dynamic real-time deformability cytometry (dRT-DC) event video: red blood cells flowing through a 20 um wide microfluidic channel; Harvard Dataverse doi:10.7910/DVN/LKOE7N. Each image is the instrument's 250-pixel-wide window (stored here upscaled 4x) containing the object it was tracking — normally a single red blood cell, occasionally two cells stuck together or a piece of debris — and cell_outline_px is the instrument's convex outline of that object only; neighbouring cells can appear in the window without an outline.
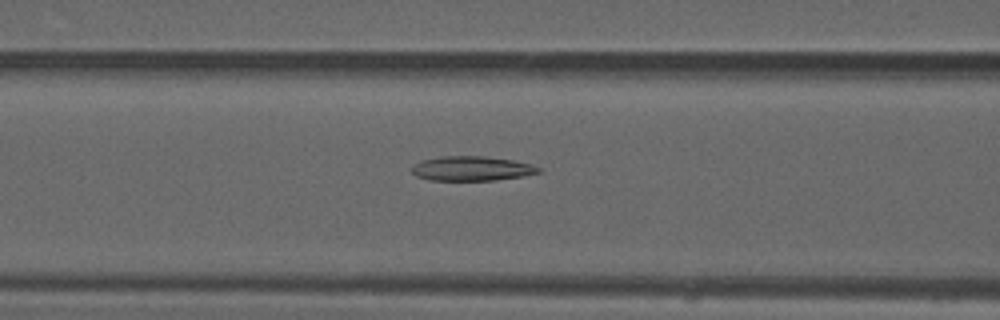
{"species": "common noctule bat (a hibernating species)", "species_latin": "Nyctalus noctula", "temperature_condition": "warm", "stored_images_in_passage": 38, "camera_frame_rate_fps": 3000, "um_per_image_px": 0.085, "animal": {"sex": "male", "forearm_length_mm": 52.5}, "frame": {"image": 1, "passage_image": 10, "time_ms": 3.0, "image_size_px": [1000, 320], "cell_outline_px": [[540, 172], [524, 176], [496, 180], [428, 180], [416, 176], [412, 172], [412, 164], [420, 160], [440, 156], [484, 156], [512, 160], [532, 164], [540, 168]], "centroid_in_image_um": [40.06, 14.32], "position_along_channel_um": 126.5, "area_um2": 18.26}}
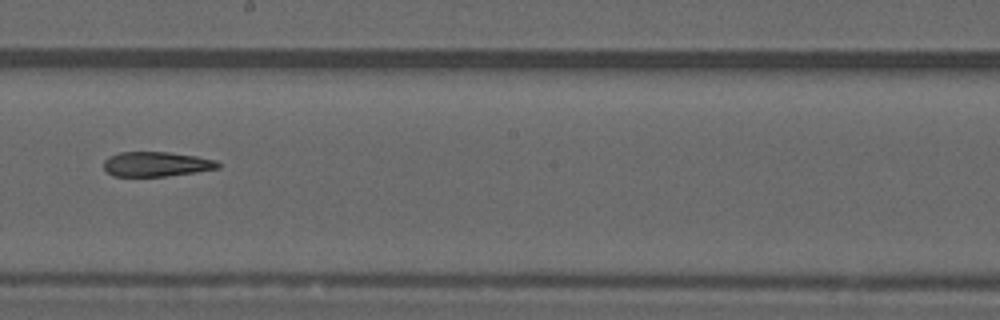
{"frame": {"image": 2, "passage_image": 18, "time_ms": 5.667, "image_size_px": [1000, 320], "cell_outline_px": [[220, 168], [196, 172], [164, 176], [112, 176], [104, 168], [104, 160], [108, 156], [120, 152], [168, 152], [196, 156], [216, 160], [220, 164]], "centroid_in_image_um": [13.28, 13.95], "position_along_channel_um": 234.9, "area_um2": 16.47}}
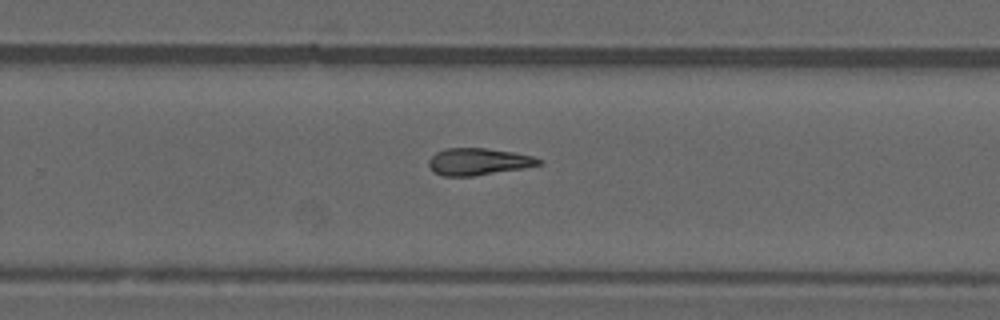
{"frame": {"image": 3, "passage_image": 22, "time_ms": 7.0, "image_size_px": [1000, 320], "cell_outline_px": [[544, 160], [540, 164], [524, 168], [472, 176], [444, 176], [432, 172], [428, 164], [428, 160], [436, 152], [448, 148], [484, 148], [512, 152], [532, 156]], "centroid_in_image_um": [40.63, 13.74], "position_along_channel_um": 289.2, "area_um2": 17.22}}